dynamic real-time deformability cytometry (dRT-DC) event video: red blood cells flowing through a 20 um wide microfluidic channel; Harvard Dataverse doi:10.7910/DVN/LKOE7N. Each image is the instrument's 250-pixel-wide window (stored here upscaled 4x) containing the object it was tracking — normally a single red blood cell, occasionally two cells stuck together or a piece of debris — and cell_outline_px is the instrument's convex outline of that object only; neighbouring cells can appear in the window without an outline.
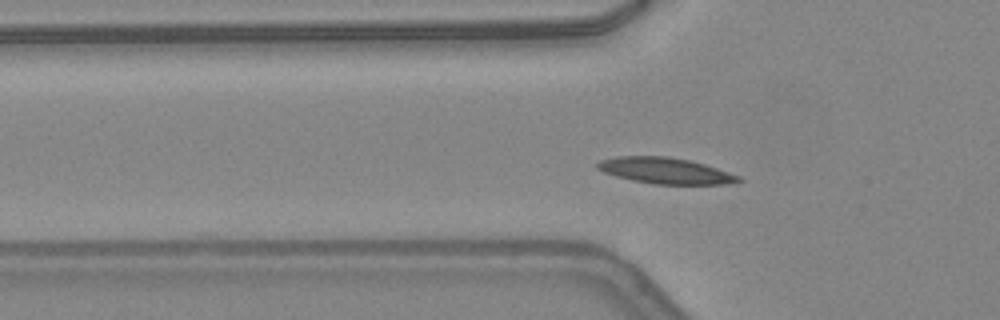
{"species": "common noctule bat (a hibernating species)", "species_latin": "Nyctalus noctula", "temperature_condition": "warm", "stored_images_in_passage": 39, "segment_of_instrument_passage": [1, 2], "camera_frame_rate_fps": 3000, "um_per_image_px": 0.085, "animal": {"sex": "female", "body_mass_g": 24.6, "forearm_length_mm": 56.2}, "frame": {"image": 1, "passage_image": 6, "time_ms": 1.667, "image_size_px": [1000, 320], "cell_outline_px": [[744, 180], [724, 184], [652, 184], [632, 180], [616, 176], [604, 172], [596, 168], [596, 164], [600, 160], [616, 156], [668, 156], [688, 160], [704, 164], [740, 176]], "centroid_in_image_um": [56.52, 14.5], "position_along_channel_um": 69.3, "area_um2": 21.33}}
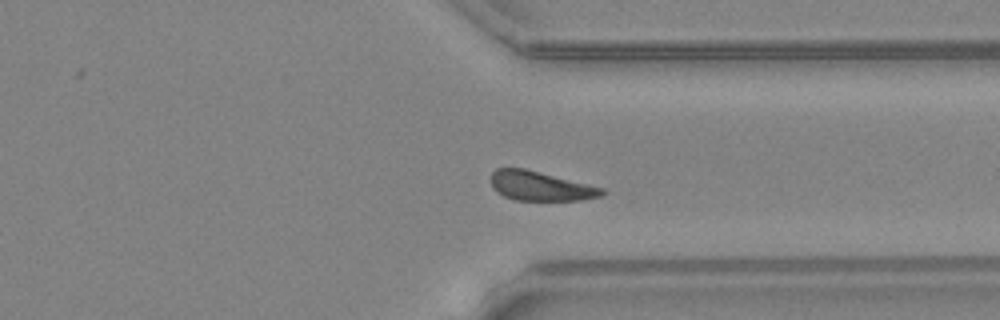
{"frame": {"image": 2, "passage_image": 27, "time_ms": 8.667, "image_size_px": [1000, 320], "cell_outline_px": [[608, 192], [604, 196], [580, 200], [516, 200], [504, 196], [496, 192], [492, 188], [492, 172], [496, 168], [524, 168], [604, 188]], "centroid_in_image_um": [45.97, 15.82], "position_along_channel_um": 365.4, "area_um2": 19.02}}
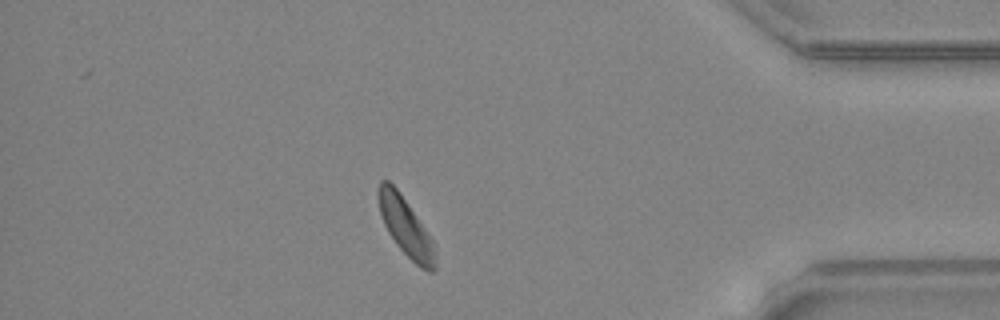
{"frame": {"image": 3, "passage_image": 32, "time_ms": 10.333, "image_size_px": [1000, 320], "cell_outline_px": [[436, 268], [432, 272], [428, 272], [420, 268], [396, 244], [388, 232], [384, 224], [380, 212], [376, 196], [376, 192], [380, 180], [388, 180], [400, 192], [432, 240], [436, 264]], "centroid_in_image_um": [34.44, 19.26], "position_along_channel_um": 400.8, "area_um2": 19.07}}